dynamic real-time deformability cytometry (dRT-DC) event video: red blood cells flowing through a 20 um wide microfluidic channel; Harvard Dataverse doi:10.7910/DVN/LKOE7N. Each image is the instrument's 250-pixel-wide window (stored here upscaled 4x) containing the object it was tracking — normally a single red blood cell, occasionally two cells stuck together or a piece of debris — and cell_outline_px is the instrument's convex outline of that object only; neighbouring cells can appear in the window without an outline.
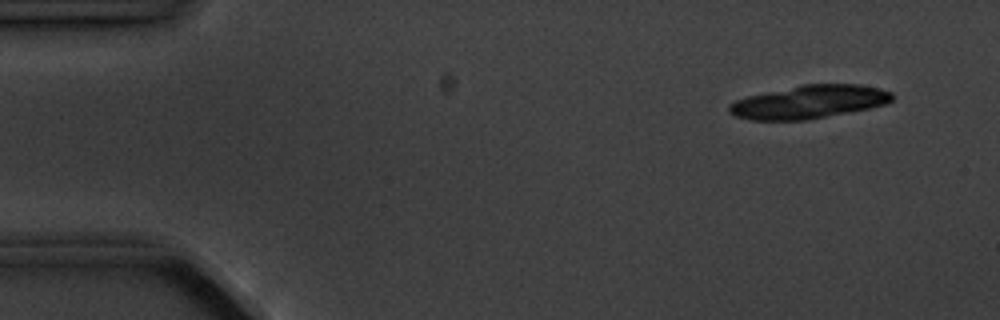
{"species": "common noctule bat (a hibernating species)", "species_latin": "Nyctalus noctula", "temperature_condition": "cold", "stored_images_in_passage": 14, "camera_frame_rate_fps": 3000, "um_per_image_px": 0.085, "animal": {"sex": "male", "body_mass_g": 20.1, "forearm_length_mm": 53.5}, "frame": {"image": 1, "passage_image": 1, "time_ms": 0.0, "image_size_px": [1000, 320], "cell_outline_px": [[892, 100], [888, 104], [808, 120], [748, 120], [736, 116], [728, 112], [728, 104], [736, 100], [748, 96], [804, 84], [860, 84], [880, 88], [892, 92]], "centroid_in_image_um": [68.77, 8.66], "position_along_channel_um": 16.2, "area_um2": 31.5}, "authors_computed_cell_mechanics": {"area_um2": 18.207, "velocity_mm_per_s": 3.6012, "shape_relaxation_time_tau1_ms": 2.2503, "shape_relaxation_time_tau2_ms": 2.2636, "deformation_change_tau1": 0.0848, "deformation_change_tau2": 0.0723}}